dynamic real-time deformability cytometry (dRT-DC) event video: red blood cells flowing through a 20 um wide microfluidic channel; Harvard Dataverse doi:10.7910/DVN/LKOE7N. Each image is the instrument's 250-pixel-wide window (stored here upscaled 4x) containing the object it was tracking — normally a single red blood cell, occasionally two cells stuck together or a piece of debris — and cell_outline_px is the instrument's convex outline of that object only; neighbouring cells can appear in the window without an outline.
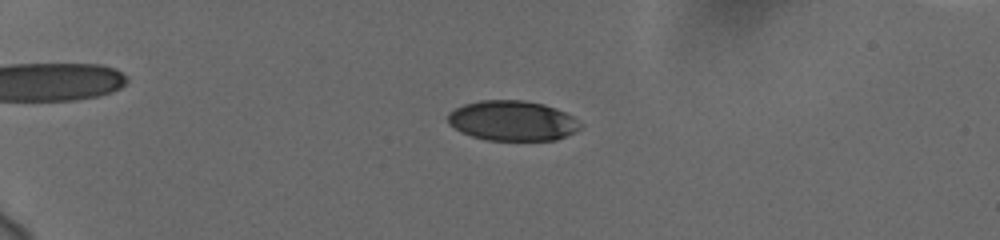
{"species": "human", "species_latin": "Homo sapiens", "temperature_condition": "cold", "stored_images_in_passage": 45, "camera_frame_rate_fps": 3000, "um_per_image_px": 0.085, "donor": {"sex": "female"}, "frame": {"image": 1, "passage_image": 3, "time_ms": 0.667, "image_size_px": [1000, 240], "cell_outline_px": [[584, 124], [580, 128], [556, 140], [488, 140], [472, 136], [460, 132], [448, 124], [448, 112], [464, 104], [480, 100], [524, 100], [544, 104], [556, 108], [572, 116]], "centroid_in_image_um": [43.54, 10.25], "position_along_channel_um": 41.5, "area_um2": 30.98}}
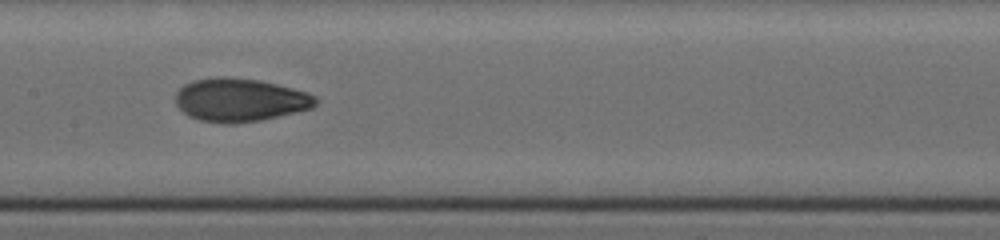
{"frame": {"image": 2, "passage_image": 20, "time_ms": 6.333, "image_size_px": [1000, 240], "cell_outline_px": [[316, 104], [312, 108], [296, 112], [260, 120], [236, 124], [228, 124], [200, 120], [188, 116], [176, 104], [176, 92], [184, 84], [192, 80], [216, 76], [224, 76], [260, 80], [308, 92], [316, 96]], "centroid_in_image_um": [20.38, 8.49], "position_along_channel_um": 187.0, "area_um2": 35.43}}
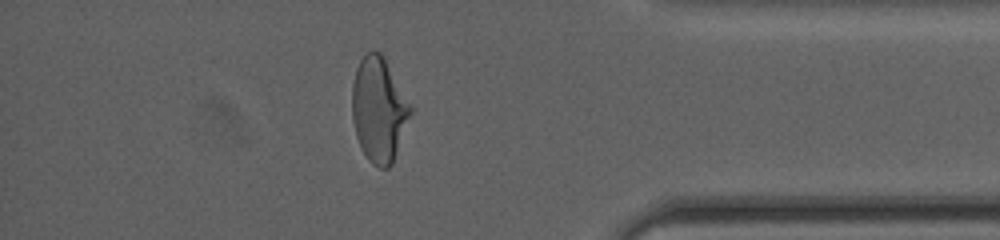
{"frame": {"image": 3, "passage_image": 39, "time_ms": 12.667, "image_size_px": [1000, 240], "cell_outline_px": [[412, 112], [392, 164], [388, 168], [380, 168], [372, 164], [368, 160], [356, 136], [352, 120], [352, 84], [356, 68], [360, 60], [368, 52], [380, 52], [384, 56], [412, 108]], "centroid_in_image_um": [32.19, 9.32], "position_along_channel_um": 403.0, "area_um2": 35.32}, "authors_computed_cell_mechanics": {"area_um2": 34.4488, "velocity_mm_per_s": 3.7054, "shape_relaxation_time_tau1_ms": 4.3725, "shape_relaxation_time_tau2_ms": 1.2932, "deformation_change_tau1": 0.1692, "deformation_change_tau2": 0.0546}}